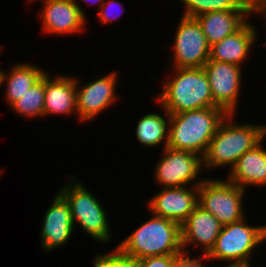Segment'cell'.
I'll return each mask as SVG.
<instances>
[{
  "label": "cell",
  "instance_id": "obj_1",
  "mask_svg": "<svg viewBox=\"0 0 266 267\" xmlns=\"http://www.w3.org/2000/svg\"><path fill=\"white\" fill-rule=\"evenodd\" d=\"M166 115L169 122L167 147L204 157L219 124L228 115L220 107H208Z\"/></svg>",
  "mask_w": 266,
  "mask_h": 267
},
{
  "label": "cell",
  "instance_id": "obj_2",
  "mask_svg": "<svg viewBox=\"0 0 266 267\" xmlns=\"http://www.w3.org/2000/svg\"><path fill=\"white\" fill-rule=\"evenodd\" d=\"M117 248L136 260L151 256L184 255L181 225L153 214V218L138 227Z\"/></svg>",
  "mask_w": 266,
  "mask_h": 267
},
{
  "label": "cell",
  "instance_id": "obj_3",
  "mask_svg": "<svg viewBox=\"0 0 266 267\" xmlns=\"http://www.w3.org/2000/svg\"><path fill=\"white\" fill-rule=\"evenodd\" d=\"M233 114H228L219 124L214 137L203 157V166H234L246 152L253 149L266 137V126L238 125L226 121Z\"/></svg>",
  "mask_w": 266,
  "mask_h": 267
},
{
  "label": "cell",
  "instance_id": "obj_4",
  "mask_svg": "<svg viewBox=\"0 0 266 267\" xmlns=\"http://www.w3.org/2000/svg\"><path fill=\"white\" fill-rule=\"evenodd\" d=\"M176 77L166 81L158 97L169 114L208 107H218L211 92L207 75L202 68H175Z\"/></svg>",
  "mask_w": 266,
  "mask_h": 267
},
{
  "label": "cell",
  "instance_id": "obj_5",
  "mask_svg": "<svg viewBox=\"0 0 266 267\" xmlns=\"http://www.w3.org/2000/svg\"><path fill=\"white\" fill-rule=\"evenodd\" d=\"M244 219L224 225L214 247L200 259L232 261L229 266H249L250 254L266 239V225L252 227L245 224Z\"/></svg>",
  "mask_w": 266,
  "mask_h": 267
},
{
  "label": "cell",
  "instance_id": "obj_6",
  "mask_svg": "<svg viewBox=\"0 0 266 267\" xmlns=\"http://www.w3.org/2000/svg\"><path fill=\"white\" fill-rule=\"evenodd\" d=\"M245 189L222 180H201L198 205L214 215L224 226L244 218L242 199Z\"/></svg>",
  "mask_w": 266,
  "mask_h": 267
},
{
  "label": "cell",
  "instance_id": "obj_7",
  "mask_svg": "<svg viewBox=\"0 0 266 267\" xmlns=\"http://www.w3.org/2000/svg\"><path fill=\"white\" fill-rule=\"evenodd\" d=\"M59 194L70 207L73 225L78 222L80 227L96 240L106 242L111 238L104 209L80 182L61 188Z\"/></svg>",
  "mask_w": 266,
  "mask_h": 267
},
{
  "label": "cell",
  "instance_id": "obj_8",
  "mask_svg": "<svg viewBox=\"0 0 266 267\" xmlns=\"http://www.w3.org/2000/svg\"><path fill=\"white\" fill-rule=\"evenodd\" d=\"M174 42L175 68H202L209 60L210 45L194 17H181Z\"/></svg>",
  "mask_w": 266,
  "mask_h": 267
},
{
  "label": "cell",
  "instance_id": "obj_9",
  "mask_svg": "<svg viewBox=\"0 0 266 267\" xmlns=\"http://www.w3.org/2000/svg\"><path fill=\"white\" fill-rule=\"evenodd\" d=\"M214 103L227 114H235L241 84V66L208 60L203 67Z\"/></svg>",
  "mask_w": 266,
  "mask_h": 267
},
{
  "label": "cell",
  "instance_id": "obj_10",
  "mask_svg": "<svg viewBox=\"0 0 266 267\" xmlns=\"http://www.w3.org/2000/svg\"><path fill=\"white\" fill-rule=\"evenodd\" d=\"M164 154L155 170V178L164 188L187 186L203 167V158L196 153L166 147Z\"/></svg>",
  "mask_w": 266,
  "mask_h": 267
},
{
  "label": "cell",
  "instance_id": "obj_11",
  "mask_svg": "<svg viewBox=\"0 0 266 267\" xmlns=\"http://www.w3.org/2000/svg\"><path fill=\"white\" fill-rule=\"evenodd\" d=\"M193 191L186 187L164 188L149 201L150 211L163 218L173 220L180 225L187 219L198 205V186Z\"/></svg>",
  "mask_w": 266,
  "mask_h": 267
},
{
  "label": "cell",
  "instance_id": "obj_12",
  "mask_svg": "<svg viewBox=\"0 0 266 267\" xmlns=\"http://www.w3.org/2000/svg\"><path fill=\"white\" fill-rule=\"evenodd\" d=\"M116 76V73H111L80 88L76 80V108L80 120L95 117L114 102Z\"/></svg>",
  "mask_w": 266,
  "mask_h": 267
},
{
  "label": "cell",
  "instance_id": "obj_13",
  "mask_svg": "<svg viewBox=\"0 0 266 267\" xmlns=\"http://www.w3.org/2000/svg\"><path fill=\"white\" fill-rule=\"evenodd\" d=\"M75 2L76 0H45L41 13L45 31L56 34L82 31L86 16Z\"/></svg>",
  "mask_w": 266,
  "mask_h": 267
},
{
  "label": "cell",
  "instance_id": "obj_14",
  "mask_svg": "<svg viewBox=\"0 0 266 267\" xmlns=\"http://www.w3.org/2000/svg\"><path fill=\"white\" fill-rule=\"evenodd\" d=\"M223 225L218 219L205 211L199 205L181 224V243L183 253L187 244L198 242L204 246L203 256H206L214 247L215 241L221 232Z\"/></svg>",
  "mask_w": 266,
  "mask_h": 267
},
{
  "label": "cell",
  "instance_id": "obj_15",
  "mask_svg": "<svg viewBox=\"0 0 266 267\" xmlns=\"http://www.w3.org/2000/svg\"><path fill=\"white\" fill-rule=\"evenodd\" d=\"M41 230L42 247L52 250L55 247L63 246L73 231V221L70 207L66 200L58 193L53 203L48 208Z\"/></svg>",
  "mask_w": 266,
  "mask_h": 267
},
{
  "label": "cell",
  "instance_id": "obj_16",
  "mask_svg": "<svg viewBox=\"0 0 266 267\" xmlns=\"http://www.w3.org/2000/svg\"><path fill=\"white\" fill-rule=\"evenodd\" d=\"M246 14H250V9L211 11L195 18L200 23L209 45L212 46L238 31L246 23Z\"/></svg>",
  "mask_w": 266,
  "mask_h": 267
},
{
  "label": "cell",
  "instance_id": "obj_17",
  "mask_svg": "<svg viewBox=\"0 0 266 267\" xmlns=\"http://www.w3.org/2000/svg\"><path fill=\"white\" fill-rule=\"evenodd\" d=\"M256 37L255 28L246 22L234 34L210 46L209 60L241 66Z\"/></svg>",
  "mask_w": 266,
  "mask_h": 267
},
{
  "label": "cell",
  "instance_id": "obj_18",
  "mask_svg": "<svg viewBox=\"0 0 266 267\" xmlns=\"http://www.w3.org/2000/svg\"><path fill=\"white\" fill-rule=\"evenodd\" d=\"M261 144L246 151L231 167L230 182L243 189L246 185H266V149Z\"/></svg>",
  "mask_w": 266,
  "mask_h": 267
},
{
  "label": "cell",
  "instance_id": "obj_19",
  "mask_svg": "<svg viewBox=\"0 0 266 267\" xmlns=\"http://www.w3.org/2000/svg\"><path fill=\"white\" fill-rule=\"evenodd\" d=\"M77 112L76 108V79L58 76L50 79L45 73L44 115L57 113L69 114Z\"/></svg>",
  "mask_w": 266,
  "mask_h": 267
},
{
  "label": "cell",
  "instance_id": "obj_20",
  "mask_svg": "<svg viewBox=\"0 0 266 267\" xmlns=\"http://www.w3.org/2000/svg\"><path fill=\"white\" fill-rule=\"evenodd\" d=\"M44 74L43 69L28 63L17 64L7 75L2 71L0 84L7 80L6 99L9 104L21 99Z\"/></svg>",
  "mask_w": 266,
  "mask_h": 267
},
{
  "label": "cell",
  "instance_id": "obj_21",
  "mask_svg": "<svg viewBox=\"0 0 266 267\" xmlns=\"http://www.w3.org/2000/svg\"><path fill=\"white\" fill-rule=\"evenodd\" d=\"M169 124L161 115L147 114L143 116L137 125L136 136L138 141L146 146H157L165 138L164 148L167 147L169 140ZM168 130V131H167Z\"/></svg>",
  "mask_w": 266,
  "mask_h": 267
},
{
  "label": "cell",
  "instance_id": "obj_22",
  "mask_svg": "<svg viewBox=\"0 0 266 267\" xmlns=\"http://www.w3.org/2000/svg\"><path fill=\"white\" fill-rule=\"evenodd\" d=\"M45 74L11 107L27 117L44 116Z\"/></svg>",
  "mask_w": 266,
  "mask_h": 267
},
{
  "label": "cell",
  "instance_id": "obj_23",
  "mask_svg": "<svg viewBox=\"0 0 266 267\" xmlns=\"http://www.w3.org/2000/svg\"><path fill=\"white\" fill-rule=\"evenodd\" d=\"M186 6L183 16L196 17L211 11L250 9L249 0H181Z\"/></svg>",
  "mask_w": 266,
  "mask_h": 267
},
{
  "label": "cell",
  "instance_id": "obj_24",
  "mask_svg": "<svg viewBox=\"0 0 266 267\" xmlns=\"http://www.w3.org/2000/svg\"><path fill=\"white\" fill-rule=\"evenodd\" d=\"M94 262V267H138L136 259L123 254L117 247L111 254H98Z\"/></svg>",
  "mask_w": 266,
  "mask_h": 267
},
{
  "label": "cell",
  "instance_id": "obj_25",
  "mask_svg": "<svg viewBox=\"0 0 266 267\" xmlns=\"http://www.w3.org/2000/svg\"><path fill=\"white\" fill-rule=\"evenodd\" d=\"M182 255L151 256L137 260L138 267H173Z\"/></svg>",
  "mask_w": 266,
  "mask_h": 267
},
{
  "label": "cell",
  "instance_id": "obj_26",
  "mask_svg": "<svg viewBox=\"0 0 266 267\" xmlns=\"http://www.w3.org/2000/svg\"><path fill=\"white\" fill-rule=\"evenodd\" d=\"M116 2V0H104L103 2H101L99 5V7H100V11H99V16H100V21H103V23H110L112 20V18L113 17H115V16H112L111 17V14L109 13V7L111 8V5H112V7H113V4ZM107 5V6H106ZM108 7V8H107ZM109 9V10H108ZM110 14V15H109ZM118 17V16H117ZM116 17V18H117Z\"/></svg>",
  "mask_w": 266,
  "mask_h": 267
},
{
  "label": "cell",
  "instance_id": "obj_27",
  "mask_svg": "<svg viewBox=\"0 0 266 267\" xmlns=\"http://www.w3.org/2000/svg\"><path fill=\"white\" fill-rule=\"evenodd\" d=\"M250 13H264L266 14V0H249Z\"/></svg>",
  "mask_w": 266,
  "mask_h": 267
},
{
  "label": "cell",
  "instance_id": "obj_28",
  "mask_svg": "<svg viewBox=\"0 0 266 267\" xmlns=\"http://www.w3.org/2000/svg\"><path fill=\"white\" fill-rule=\"evenodd\" d=\"M199 259H191L184 256V267H203Z\"/></svg>",
  "mask_w": 266,
  "mask_h": 267
},
{
  "label": "cell",
  "instance_id": "obj_29",
  "mask_svg": "<svg viewBox=\"0 0 266 267\" xmlns=\"http://www.w3.org/2000/svg\"><path fill=\"white\" fill-rule=\"evenodd\" d=\"M173 267H184V255L179 257Z\"/></svg>",
  "mask_w": 266,
  "mask_h": 267
},
{
  "label": "cell",
  "instance_id": "obj_30",
  "mask_svg": "<svg viewBox=\"0 0 266 267\" xmlns=\"http://www.w3.org/2000/svg\"><path fill=\"white\" fill-rule=\"evenodd\" d=\"M227 267H250V265L249 266H227Z\"/></svg>",
  "mask_w": 266,
  "mask_h": 267
}]
</instances>
